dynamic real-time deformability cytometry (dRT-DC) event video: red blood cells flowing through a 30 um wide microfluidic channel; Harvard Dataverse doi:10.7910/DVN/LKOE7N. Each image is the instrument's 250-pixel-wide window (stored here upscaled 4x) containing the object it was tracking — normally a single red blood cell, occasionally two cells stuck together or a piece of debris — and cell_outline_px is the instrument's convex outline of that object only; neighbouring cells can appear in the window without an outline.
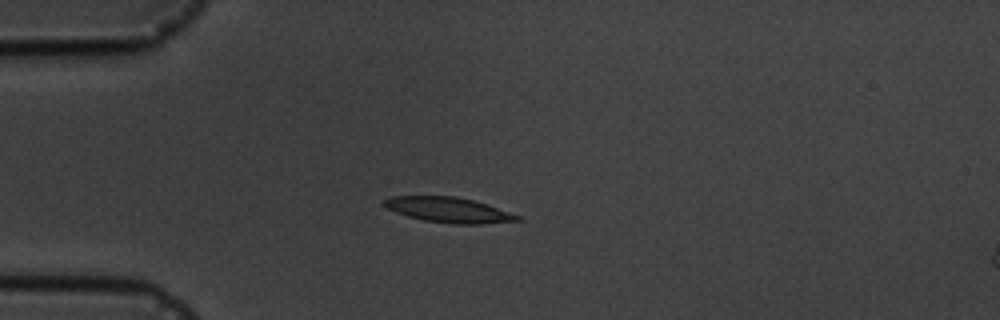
{"species": "common noctule bat (a hibernating species)", "species_latin": "Nyctalus noctula", "temperature_condition": "cold", "stored_images_in_passage": 6, "camera_frame_rate_fps": 3000, "um_per_image_px": 0.085, "animal": {"sex": "male", "body_mass_g": 19.5, "forearm_length_mm": 54.6}, "frame": {"image": 1, "passage_image": 5, "time_ms": 4.333, "image_size_px": [1000, 320], "cell_outline_px": [[524, 220], [484, 224], [452, 224], [424, 220], [408, 216], [396, 212], [388, 208], [384, 204], [384, 200], [392, 196], [456, 196], [472, 200], [520, 216]], "centroid_in_image_um": [38.14, 17.85], "position_along_channel_um": 46.9, "area_um2": 19.31}}